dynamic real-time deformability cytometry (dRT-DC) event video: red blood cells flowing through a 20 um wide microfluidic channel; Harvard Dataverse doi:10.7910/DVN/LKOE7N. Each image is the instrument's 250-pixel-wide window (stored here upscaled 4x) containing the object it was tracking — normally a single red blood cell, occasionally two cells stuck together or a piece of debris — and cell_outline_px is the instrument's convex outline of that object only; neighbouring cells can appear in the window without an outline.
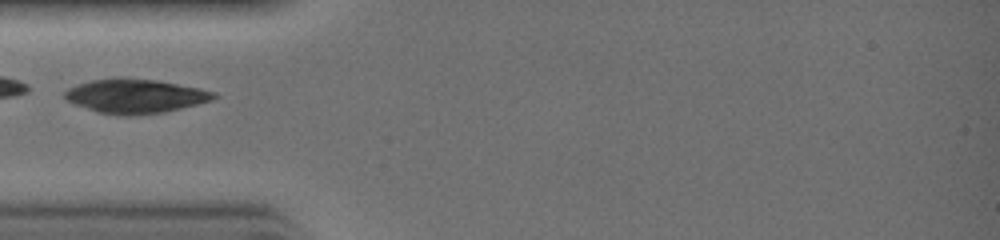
{"species": "common noctule bat (a hibernating species)", "species_latin": "Nyctalus noctula", "temperature_condition": "warm", "stored_images_in_passage": 15, "camera_frame_rate_fps": 3000, "um_per_image_px": 0.085, "animal": {"sex": "female", "body_mass_g": 19.0, "forearm_length_mm": 51.5}, "frame": {"image": 1, "passage_image": 1, "time_ms": 0.0, "image_size_px": [1000, 240], "cell_outline_px": [[220, 96], [212, 100], [164, 112], [132, 116], [120, 116], [96, 112], [76, 104], [68, 100], [64, 96], [64, 92], [68, 88], [76, 84], [92, 80], [116, 76], [120, 76], [156, 80], [200, 88], [216, 92]], "centroid_in_image_um": [11.49, 8.15], "position_along_channel_um": 73.5, "area_um2": 30.06}}
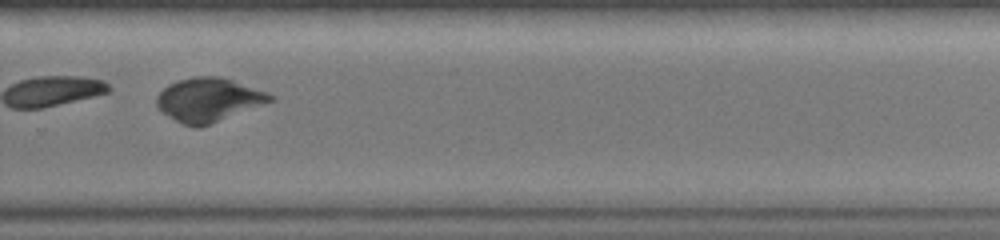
{"frame": {"image": 2, "passage_image": 13, "time_ms": 4.0, "image_size_px": [1000, 240], "cell_outline_px": [[276, 96], [272, 100], [200, 128], [192, 128], [176, 120], [164, 112], [156, 104], [156, 96], [168, 84], [180, 80], [196, 76], [220, 76], [268, 92]], "centroid_in_image_um": [17.72, 8.47], "position_along_channel_um": 312.1, "area_um2": 28.5}}